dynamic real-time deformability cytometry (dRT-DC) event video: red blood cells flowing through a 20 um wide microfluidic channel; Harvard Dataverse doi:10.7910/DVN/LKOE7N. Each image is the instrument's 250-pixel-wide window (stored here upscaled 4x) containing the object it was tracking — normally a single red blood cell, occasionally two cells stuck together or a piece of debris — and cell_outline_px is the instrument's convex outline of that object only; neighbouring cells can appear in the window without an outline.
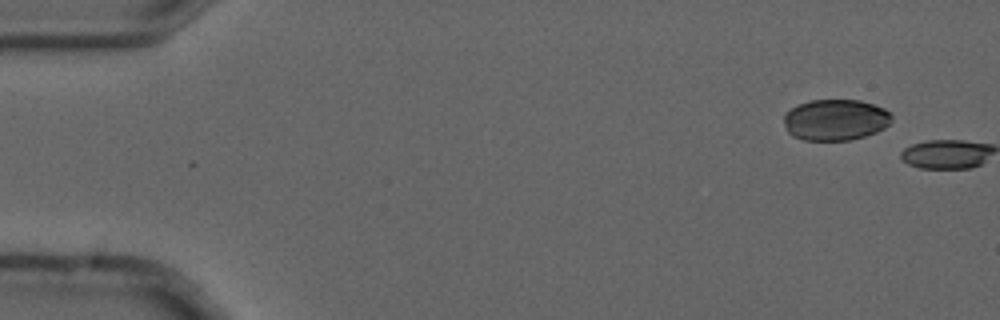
{"species": "common noctule bat (a hibernating species)", "species_latin": "Nyctalus noctula", "temperature_condition": "cold", "stored_images_in_passage": 3, "camera_frame_rate_fps": 3000, "um_per_image_px": 0.085, "animal": {"sex": "male", "forearm_length_mm": 52.5}, "frame": {"image": 1, "passage_image": 2, "time_ms": 0.333, "image_size_px": [1000, 320], "cell_outline_px": [[892, 120], [884, 128], [876, 132], [852, 140], [804, 140], [792, 136], [788, 132], [784, 124], [784, 112], [800, 104], [812, 100], [860, 100], [884, 108], [892, 116]], "centroid_in_image_um": [71.0, 10.19], "position_along_channel_um": 14.0, "area_um2": 25.84}}